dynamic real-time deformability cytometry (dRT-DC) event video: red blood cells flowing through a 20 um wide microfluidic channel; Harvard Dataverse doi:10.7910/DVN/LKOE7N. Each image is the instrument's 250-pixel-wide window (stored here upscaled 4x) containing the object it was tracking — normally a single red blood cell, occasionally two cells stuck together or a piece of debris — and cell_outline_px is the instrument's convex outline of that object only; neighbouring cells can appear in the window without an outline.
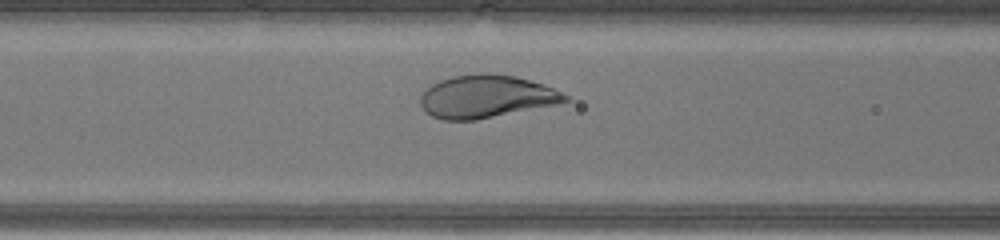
{"species": "human", "species_latin": "Homo sapiens", "temperature_condition": "warm", "stored_images_in_passage": 30, "camera_frame_rate_fps": 3000, "um_per_image_px": 0.085, "donor": {"sex": "male"}, "frame": {"image": 1, "passage_image": 11, "time_ms": 3.333, "image_size_px": [1000, 240], "cell_outline_px": [[572, 100], [556, 104], [476, 120], [444, 120], [432, 116], [424, 112], [420, 104], [420, 96], [432, 84], [440, 80], [452, 76], [476, 72], [484, 72], [516, 76], [552, 88], [568, 96]], "centroid_in_image_um": [41.29, 8.2], "position_along_channel_um": 125.3, "area_um2": 36.01}}
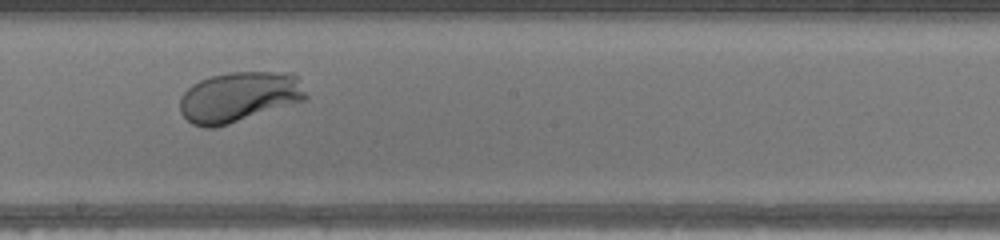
{"frame": {"image": 2, "passage_image": 18, "time_ms": 5.667, "image_size_px": [1000, 240], "cell_outline_px": [[308, 96], [304, 100], [216, 128], [204, 128], [192, 124], [180, 112], [180, 96], [192, 84], [200, 80], [212, 76], [228, 72], [292, 72], [300, 76]], "centroid_in_image_um": [20.34, 8.22], "position_along_channel_um": 227.9, "area_um2": 37.17}}
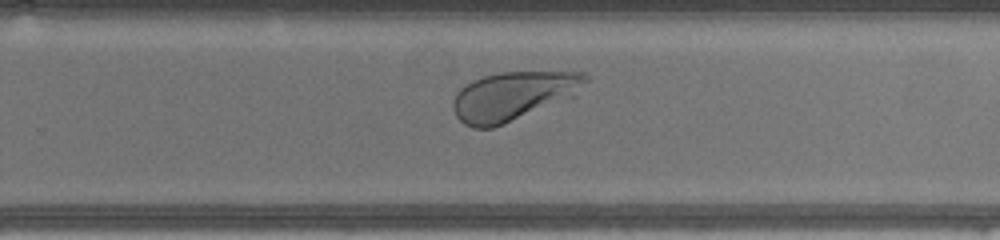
{"frame": {"image": 3, "passage_image": 22, "time_ms": 7.0, "image_size_px": [1000, 240], "cell_outline_px": [[588, 80], [576, 96], [504, 124], [492, 128], [472, 128], [464, 124], [456, 116], [452, 108], [452, 100], [456, 92], [464, 84], [472, 80], [484, 76], [500, 72], [584, 72], [588, 76]], "centroid_in_image_um": [43.61, 8.16], "position_along_channel_um": 286.2, "area_um2": 37.97}, "authors_computed_cell_mechanics": {"area_um2": 37.3099, "velocity_mm_per_s": 4.4011, "shape_relaxation_time_tau1_ms": 1.4521, "shape_relaxation_time_tau2_ms": null, "deformation_change_tau1": 0.1303, "deformation_change_tau2": null}}